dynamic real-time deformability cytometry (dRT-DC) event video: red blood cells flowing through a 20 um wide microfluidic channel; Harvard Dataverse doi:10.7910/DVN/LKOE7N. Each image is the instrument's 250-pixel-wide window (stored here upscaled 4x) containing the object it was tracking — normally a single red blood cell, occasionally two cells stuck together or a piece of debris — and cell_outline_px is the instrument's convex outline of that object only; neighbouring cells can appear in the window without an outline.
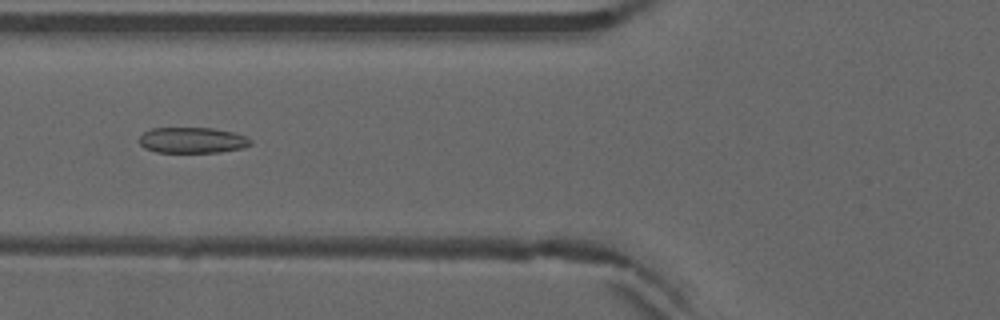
{"species": "common noctule bat (a hibernating species)", "species_latin": "Nyctalus noctula", "temperature_condition": "warm", "stored_images_in_passage": 53, "camera_frame_rate_fps": 3000, "um_per_image_px": 0.085, "animal": {"sex": "male", "forearm_length_mm": 52.5}, "frame": {"image": 1, "passage_image": 21, "time_ms": 6.667, "image_size_px": [1000, 320], "cell_outline_px": [[252, 144], [244, 148], [220, 152], [156, 152], [144, 148], [140, 144], [140, 136], [144, 132], [152, 128], [212, 128], [232, 132], [244, 136], [252, 140]], "centroid_in_image_um": [16.35, 11.92], "position_along_channel_um": 109.4, "area_um2": 16.7}}
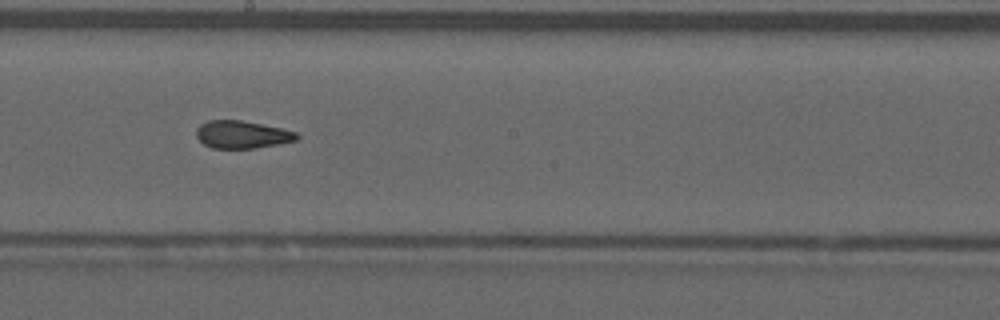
{"frame": {"image": 2, "passage_image": 30, "time_ms": 9.667, "image_size_px": [1000, 320], "cell_outline_px": [[300, 136], [296, 140], [256, 148], [212, 148], [204, 144], [196, 136], [196, 128], [200, 124], [208, 120], [240, 120], [280, 128], [296, 132]], "centroid_in_image_um": [20.54, 11.43], "position_along_channel_um": 227.7, "area_um2": 16.01}}
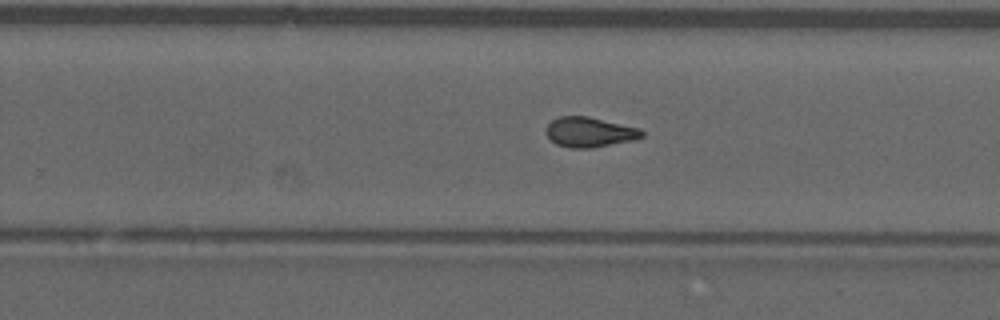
{"frame": {"image": 3, "passage_image": 34, "time_ms": 11.0, "image_size_px": [1000, 320], "cell_outline_px": [[644, 136], [632, 140], [588, 148], [568, 148], [556, 144], [544, 132], [548, 124], [552, 120], [560, 116], [588, 116], [640, 128], [644, 132]], "centroid_in_image_um": [50.09, 11.22], "position_along_channel_um": 279.7, "area_um2": 16.65}, "authors_computed_cell_mechanics": {"area_um2": 16.9354, "velocity_mm_per_s": 3.935, "shape_relaxation_time_tau1_ms": null, "shape_relaxation_time_tau2_ms": 1.7476, "deformation_change_tau1": null, "deformation_change_tau2": 0.0811}}